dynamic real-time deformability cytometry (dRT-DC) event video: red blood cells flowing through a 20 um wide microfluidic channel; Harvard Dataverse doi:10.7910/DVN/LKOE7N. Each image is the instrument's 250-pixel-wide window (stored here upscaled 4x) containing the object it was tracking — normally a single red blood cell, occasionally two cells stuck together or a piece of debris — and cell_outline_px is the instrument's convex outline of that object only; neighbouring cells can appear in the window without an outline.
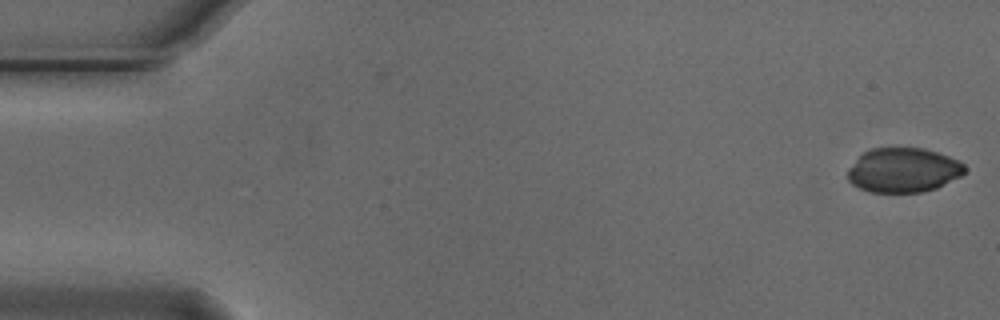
{"species": "Egyptian fruit bat (a non-hibernating species)", "species_latin": "Rousettus aegyptiacus", "temperature_condition": "cold", "stored_images_in_passage": 2, "camera_frame_rate_fps": 3000, "um_per_image_px": 0.085, "animal": {"sex": "male"}, "frame": {"image": 1, "passage_image": 2, "time_ms": 0.333, "image_size_px": [1000, 320], "cell_outline_px": [[968, 168], [960, 176], [936, 188], [920, 192], [872, 192], [860, 188], [852, 184], [848, 180], [848, 168], [864, 152], [872, 148], [924, 148], [948, 156], [964, 164]], "centroid_in_image_um": [76.78, 14.46], "position_along_channel_um": 8.2, "area_um2": 30.11}}